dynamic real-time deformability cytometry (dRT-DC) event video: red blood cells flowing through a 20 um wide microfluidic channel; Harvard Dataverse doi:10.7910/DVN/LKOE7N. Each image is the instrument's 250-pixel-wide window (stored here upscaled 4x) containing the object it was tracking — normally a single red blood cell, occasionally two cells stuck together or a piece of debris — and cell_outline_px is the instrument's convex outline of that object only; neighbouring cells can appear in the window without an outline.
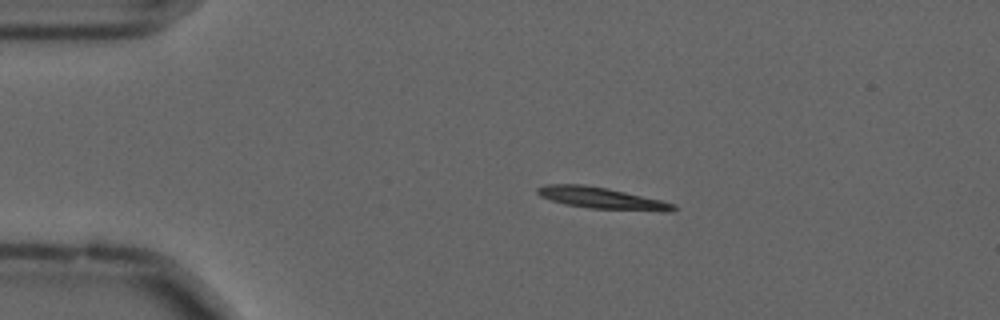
{"species": "common noctule bat (a hibernating species)", "species_latin": "Nyctalus noctula", "temperature_condition": "cold", "stored_images_in_passage": 2, "camera_frame_rate_fps": 3000, "um_per_image_px": 0.085, "animal": {"sex": "male", "forearm_length_mm": 52.5}, "frame": {"image": 1, "passage_image": 1, "time_ms": 0.0, "image_size_px": [1000, 320], "cell_outline_px": [[676, 208], [672, 212], [660, 212], [588, 208], [564, 204], [540, 196], [536, 192], [536, 188], [544, 184], [584, 184], [608, 188], [660, 200], [676, 204]], "centroid_in_image_um": [51.16, 16.85], "position_along_channel_um": 33.8, "area_um2": 17.28}}